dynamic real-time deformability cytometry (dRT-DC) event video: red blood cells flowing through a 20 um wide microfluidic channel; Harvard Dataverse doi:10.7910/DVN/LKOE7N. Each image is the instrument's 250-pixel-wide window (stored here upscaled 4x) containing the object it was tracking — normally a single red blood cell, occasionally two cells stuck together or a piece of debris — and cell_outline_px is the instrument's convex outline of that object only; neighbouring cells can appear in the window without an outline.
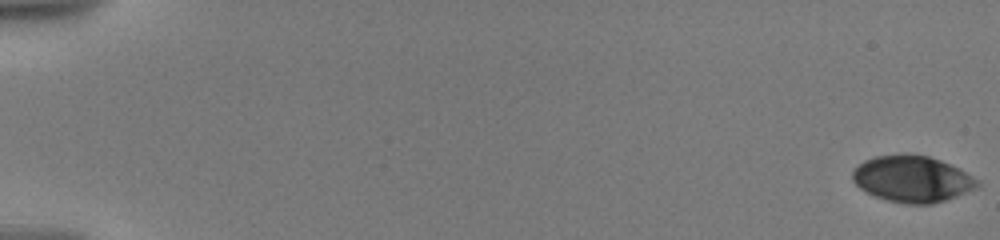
{"species": "human", "species_latin": "Homo sapiens", "temperature_condition": "warm", "stored_images_in_passage": 37, "camera_frame_rate_fps": 3000, "um_per_image_px": 0.085, "donor": {"sex": "male"}, "frame": {"image": 1, "passage_image": 1, "time_ms": 0.0, "image_size_px": [1000, 240], "cell_outline_px": [[980, 184], [976, 188], [956, 196], [932, 204], [904, 204], [888, 200], [876, 196], [860, 188], [852, 180], [852, 172], [864, 160], [876, 156], [908, 152], [928, 156], [940, 160], [960, 168], [980, 180]], "centroid_in_image_um": [77.56, 15.19], "position_along_channel_um": 7.4, "area_um2": 33.93}}
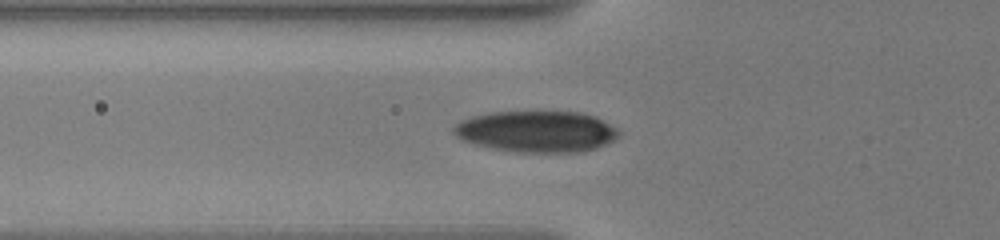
{"frame": {"image": 2, "passage_image": 22, "time_ms": 7.333, "image_size_px": [1000, 240], "cell_outline_px": [[624, 132], [616, 140], [596, 148], [580, 152], [512, 152], [492, 148], [460, 140], [452, 132], [452, 128], [460, 120], [472, 116], [488, 112], [580, 112], [596, 116]], "centroid_in_image_um": [45.63, 11.18], "position_along_channel_um": 80.2, "area_um2": 40.23}}
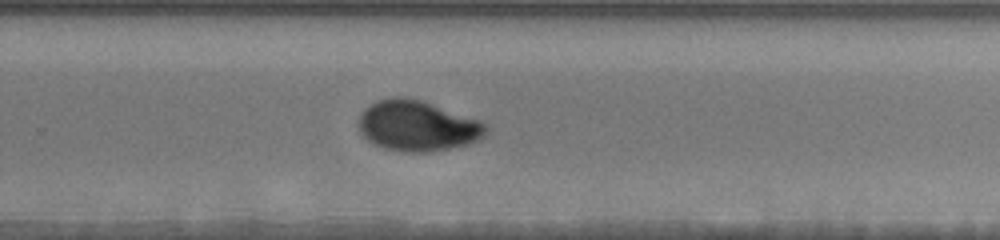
{"frame": {"image": 3, "passage_image": 37, "time_ms": 13.333, "image_size_px": [1000, 240], "cell_outline_px": [[488, 132], [480, 140], [468, 144], [452, 148], [428, 152], [404, 152], [384, 148], [368, 140], [360, 132], [356, 124], [364, 108], [376, 100], [388, 96], [404, 96], [420, 100], [480, 120], [488, 128]], "centroid_in_image_um": [35.46, 10.69], "position_along_channel_um": 294.3, "area_um2": 37.8}}